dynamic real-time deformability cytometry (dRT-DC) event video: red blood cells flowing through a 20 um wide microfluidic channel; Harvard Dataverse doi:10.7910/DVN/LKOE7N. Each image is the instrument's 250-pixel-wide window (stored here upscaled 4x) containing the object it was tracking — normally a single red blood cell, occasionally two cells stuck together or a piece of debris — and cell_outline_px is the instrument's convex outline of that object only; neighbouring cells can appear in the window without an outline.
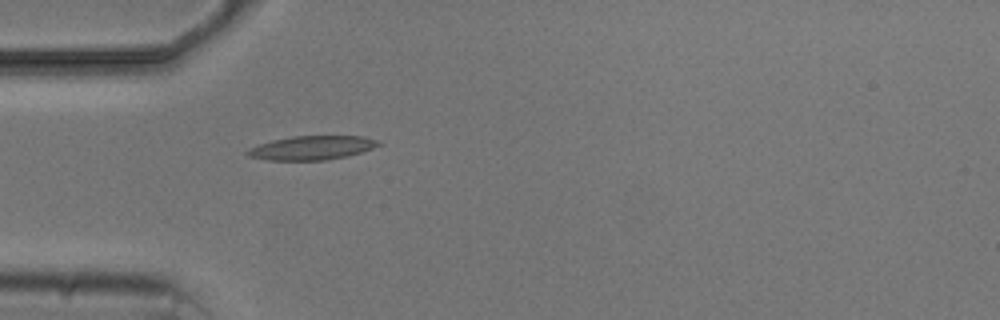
{"species": "common noctule bat (a hibernating species)", "species_latin": "Nyctalus noctula", "temperature_condition": "cold", "stored_images_in_passage": 4, "camera_frame_rate_fps": 3000, "um_per_image_px": 0.085, "animal": {"sex": "male", "body_mass_g": 20.5, "forearm_length_mm": 52.5}, "frame": {"image": 1, "passage_image": 4, "time_ms": 3.667, "image_size_px": [1000, 320], "cell_outline_px": [[384, 144], [348, 156], [328, 160], [268, 160], [248, 156], [244, 152], [248, 148], [272, 140], [292, 136], [364, 136], [380, 140]], "centroid_in_image_um": [26.53, 12.56], "position_along_channel_um": 58.5, "area_um2": 18.44}}